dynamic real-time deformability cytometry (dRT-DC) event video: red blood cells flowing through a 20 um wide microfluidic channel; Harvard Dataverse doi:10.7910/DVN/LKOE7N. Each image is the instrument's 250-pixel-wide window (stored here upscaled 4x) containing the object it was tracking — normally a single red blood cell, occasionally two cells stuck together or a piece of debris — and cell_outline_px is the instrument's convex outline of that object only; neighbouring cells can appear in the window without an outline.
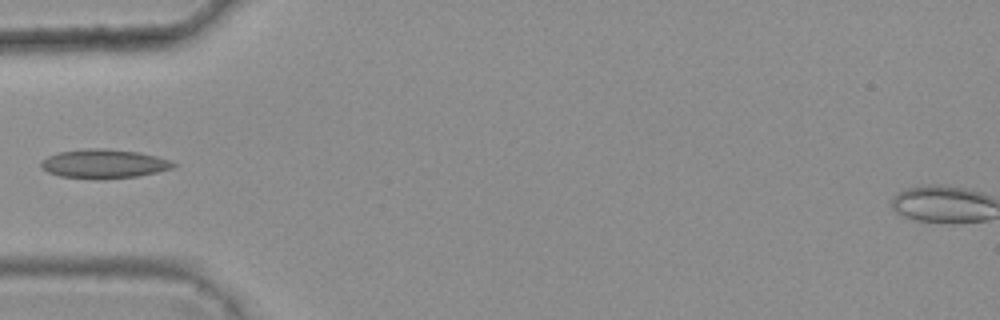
{"species": "common noctule bat (a hibernating species)", "species_latin": "Nyctalus noctula", "temperature_condition": "warm", "stored_images_in_passage": 4, "camera_frame_rate_fps": 3000, "um_per_image_px": 0.085, "animal": {"sex": "female", "body_mass_g": 25.1}, "frame": {"image": 1, "passage_image": 4, "time_ms": 1.0, "image_size_px": [1000, 320], "cell_outline_px": [[180, 164], [172, 168], [156, 172], [136, 176], [100, 180], [96, 180], [60, 176], [48, 172], [40, 168], [40, 164], [48, 156], [60, 152], [92, 148], [104, 148], [140, 152], [172, 160]], "centroid_in_image_um": [8.87, 13.93], "position_along_channel_um": 76.1, "area_um2": 22.54}}